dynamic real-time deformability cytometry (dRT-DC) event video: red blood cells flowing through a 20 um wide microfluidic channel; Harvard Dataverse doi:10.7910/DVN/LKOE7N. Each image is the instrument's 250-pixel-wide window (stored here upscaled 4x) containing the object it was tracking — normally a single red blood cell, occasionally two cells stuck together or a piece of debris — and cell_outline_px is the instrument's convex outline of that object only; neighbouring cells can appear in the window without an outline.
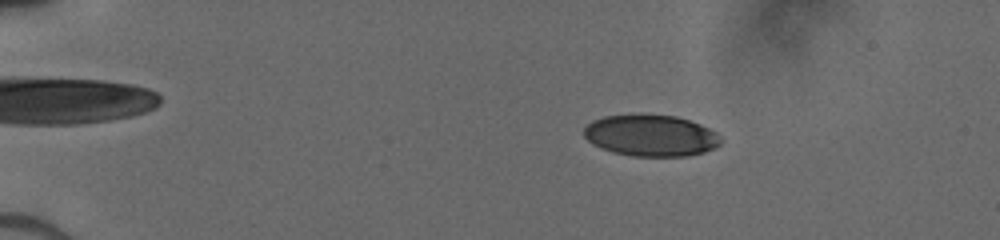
{"species": "human", "species_latin": "Homo sapiens", "temperature_condition": "cold", "stored_images_in_passage": 51, "camera_frame_rate_fps": 3000, "um_per_image_px": 0.085, "donor": {"sex": "male"}, "frame": {"image": 1, "passage_image": 10, "time_ms": 3.0, "image_size_px": [1000, 240], "cell_outline_px": [[724, 140], [720, 144], [704, 152], [688, 156], [632, 156], [612, 152], [600, 148], [592, 144], [584, 136], [584, 128], [592, 120], [604, 116], [640, 112], [676, 116], [700, 124], [716, 132]], "centroid_in_image_um": [55.3, 11.49], "position_along_channel_um": 29.7, "area_um2": 33.76}}
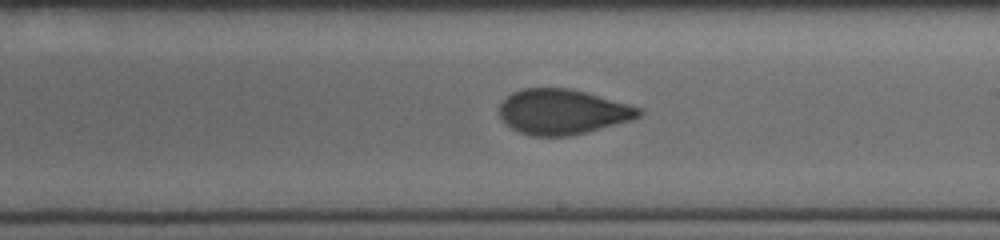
{"frame": {"image": 2, "passage_image": 32, "time_ms": 10.333, "image_size_px": [1000, 240], "cell_outline_px": [[644, 112], [640, 116], [632, 120], [568, 136], [532, 136], [520, 132], [512, 128], [500, 120], [496, 112], [496, 108], [512, 92], [520, 88], [572, 88], [628, 104], [640, 108]], "centroid_in_image_um": [47.75, 9.49], "position_along_channel_um": 241.2, "area_um2": 36.88}}
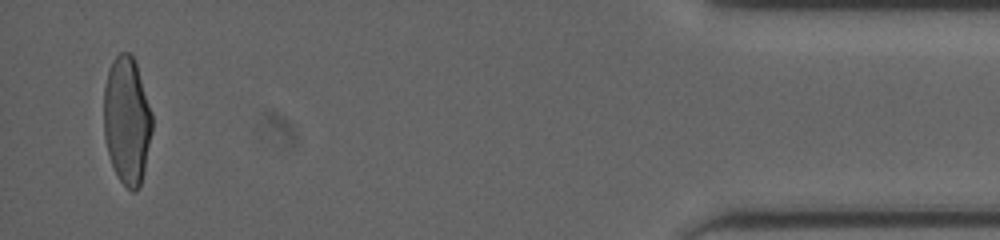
{"frame": {"image": 3, "passage_image": 50, "time_ms": 16.333, "image_size_px": [1000, 240], "cell_outline_px": [[152, 132], [140, 188], [136, 192], [132, 192], [120, 180], [112, 164], [108, 152], [104, 136], [104, 88], [108, 72], [112, 60], [120, 52], [128, 52], [136, 60], [152, 112]], "centroid_in_image_um": [10.8, 10.22], "position_along_channel_um": 424.4, "area_um2": 36.07}}